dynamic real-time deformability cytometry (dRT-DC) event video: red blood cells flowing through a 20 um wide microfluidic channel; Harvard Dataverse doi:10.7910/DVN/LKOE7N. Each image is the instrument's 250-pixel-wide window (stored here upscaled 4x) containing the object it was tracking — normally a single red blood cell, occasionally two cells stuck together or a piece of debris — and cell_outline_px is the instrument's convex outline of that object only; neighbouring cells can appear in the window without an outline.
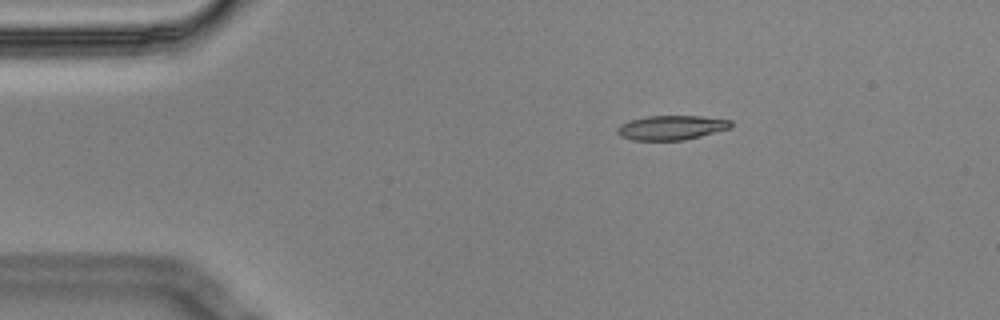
{"species": "Egyptian fruit bat (a non-hibernating species)", "species_latin": "Rousettus aegyptiacus", "temperature_condition": "cold", "stored_images_in_passage": 3, "camera_frame_rate_fps": 3000, "um_per_image_px": 0.085, "animal": {"sex": "male"}, "frame": {"image": 1, "passage_image": 1, "time_ms": 0.0, "image_size_px": [1000, 320], "cell_outline_px": [[732, 128], [684, 140], [632, 140], [620, 136], [616, 132], [616, 128], [620, 124], [632, 120], [648, 116], [700, 116], [732, 120]], "centroid_in_image_um": [57.08, 10.85], "position_along_channel_um": 27.9, "area_um2": 16.18}}
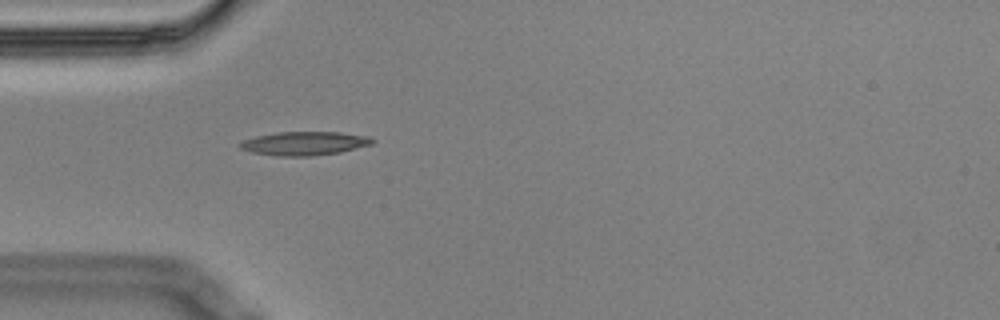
{"frame": {"image": 2, "passage_image": 3, "time_ms": 0.667, "image_size_px": [1000, 320], "cell_outline_px": [[376, 140], [372, 144], [340, 152], [312, 156], [276, 156], [252, 152], [240, 148], [240, 144], [244, 140], [256, 136], [276, 132], [340, 132], [368, 136]], "centroid_in_image_um": [25.9, 12.19], "position_along_channel_um": 59.1, "area_um2": 18.21}}